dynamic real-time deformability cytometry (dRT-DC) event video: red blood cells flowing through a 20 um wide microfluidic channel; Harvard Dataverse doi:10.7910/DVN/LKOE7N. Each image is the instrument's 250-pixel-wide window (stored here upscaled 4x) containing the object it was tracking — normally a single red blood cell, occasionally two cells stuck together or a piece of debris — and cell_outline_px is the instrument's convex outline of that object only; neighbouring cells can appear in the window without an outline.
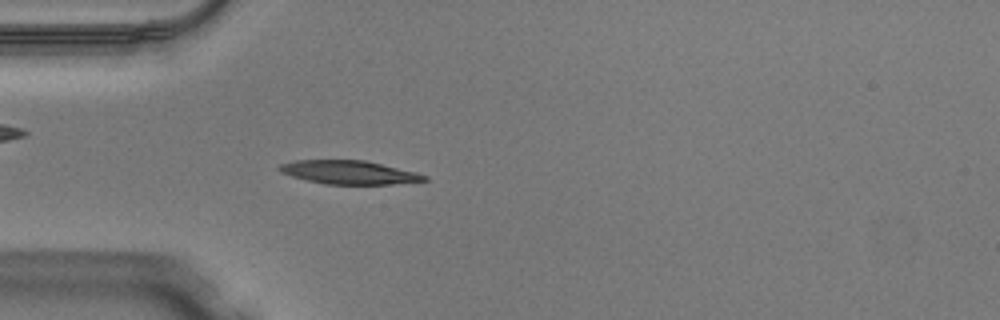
{"species": "Egyptian fruit bat (a non-hibernating species)", "species_latin": "Rousettus aegyptiacus", "temperature_condition": "warm", "stored_images_in_passage": 49, "camera_frame_rate_fps": 3000, "um_per_image_px": 0.085, "animal": {"sex": "male"}, "frame": {"image": 1, "passage_image": 14, "time_ms": 4.333, "image_size_px": [1000, 320], "cell_outline_px": [[428, 180], [392, 184], [324, 184], [292, 176], [280, 172], [276, 168], [280, 164], [296, 160], [364, 160], [416, 172], [428, 176]], "centroid_in_image_um": [29.65, 14.65], "position_along_channel_um": 55.3, "area_um2": 19.77}}
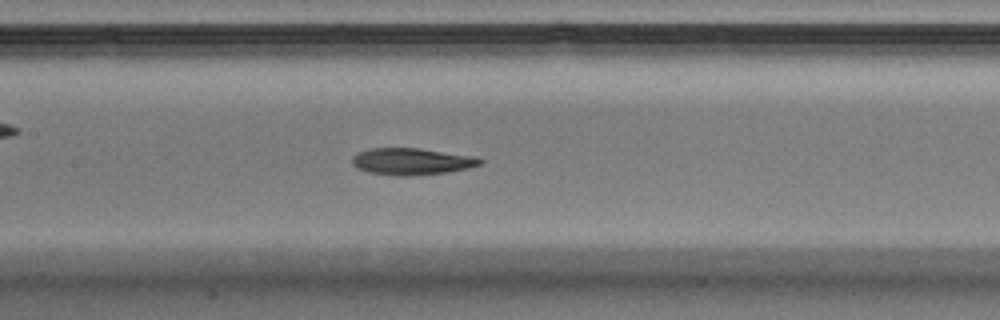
{"frame": {"image": 2, "passage_image": 23, "time_ms": 7.333, "image_size_px": [1000, 320], "cell_outline_px": [[484, 160], [480, 164], [468, 168], [448, 172], [412, 176], [396, 176], [368, 172], [356, 168], [352, 164], [352, 156], [356, 152], [368, 148], [420, 148], [476, 156]], "centroid_in_image_um": [34.97, 13.72], "position_along_channel_um": 172.4, "area_um2": 20.29}}
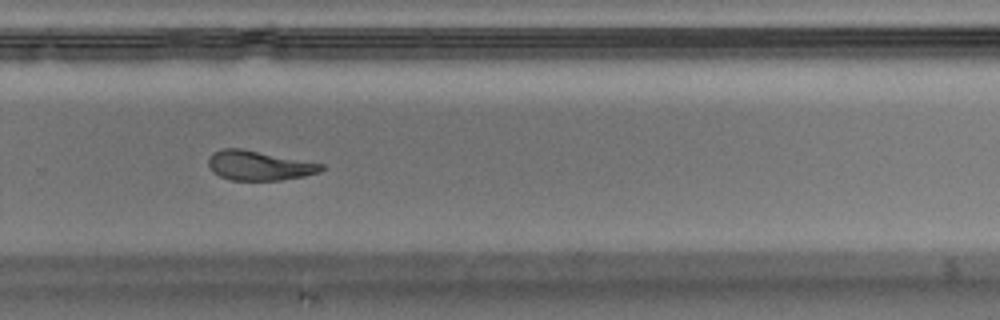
{"frame": {"image": 3, "passage_image": 33, "time_ms": 10.667, "image_size_px": [1000, 320], "cell_outline_px": [[324, 168], [320, 172], [304, 176], [280, 180], [232, 180], [220, 176], [212, 172], [208, 164], [208, 160], [212, 152], [224, 148], [240, 148], [324, 164]], "centroid_in_image_um": [22.0, 14.07], "position_along_channel_um": 307.8, "area_um2": 19.36}, "authors_computed_cell_mechanics": {"area_um2": 19.9988, "velocity_mm_per_s": 4.0755, "shape_relaxation_time_tau1_ms": 8.785, "shape_relaxation_time_tau2_ms": 4.9866, "deformation_change_tau1": 0.2827, "deformation_change_tau2": 0.1113}}